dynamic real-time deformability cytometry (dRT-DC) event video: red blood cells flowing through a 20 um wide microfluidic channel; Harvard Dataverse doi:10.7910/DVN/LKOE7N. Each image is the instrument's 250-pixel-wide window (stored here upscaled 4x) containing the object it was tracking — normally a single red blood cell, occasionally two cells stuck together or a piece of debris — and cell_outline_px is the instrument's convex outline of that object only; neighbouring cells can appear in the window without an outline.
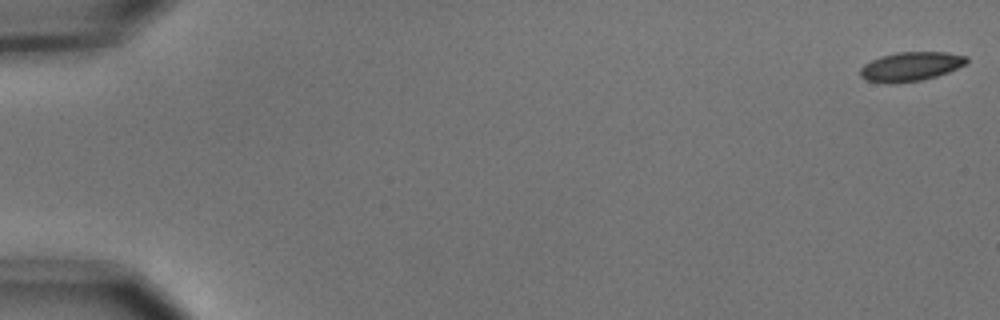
{"species": "common noctule bat (a hibernating species)", "species_latin": "Nyctalus noctula", "temperature_condition": "cold", "stored_images_in_passage": 55, "camera_frame_rate_fps": 3000, "um_per_image_px": 0.085, "animal": {"sex": "male", "body_mass_g": 15.6}, "frame": {"image": 1, "passage_image": 1, "time_ms": 0.0, "image_size_px": [1000, 320], "cell_outline_px": [[968, 60], [964, 64], [948, 72], [936, 76], [920, 80], [892, 84], [884, 84], [864, 80], [860, 76], [860, 68], [864, 64], [880, 56], [896, 52], [944, 52], [968, 56]], "centroid_in_image_um": [77.35, 5.66], "position_along_channel_um": 7.6, "area_um2": 18.15}}
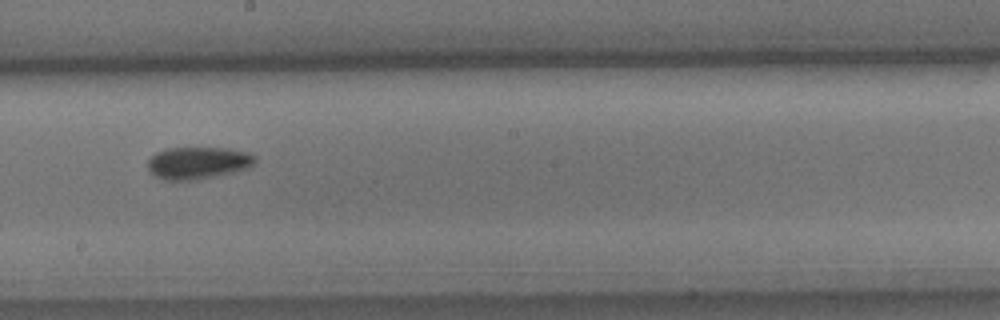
{"frame": {"image": 2, "passage_image": 32, "time_ms": 10.333, "image_size_px": [1000, 320], "cell_outline_px": [[256, 160], [248, 168], [216, 176], [196, 180], [164, 180], [156, 176], [148, 168], [148, 160], [156, 152], [168, 148], [224, 148], [248, 152], [256, 156]], "centroid_in_image_um": [16.83, 13.84], "position_along_channel_um": 231.4, "area_um2": 20.0}}
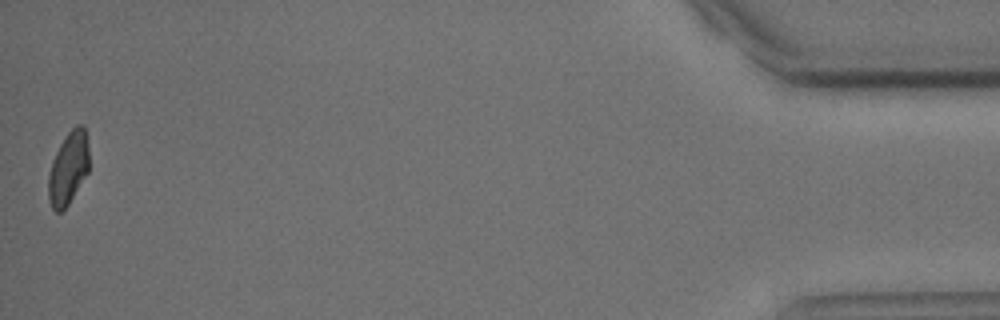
{"frame": {"image": 3, "passage_image": 55, "time_ms": 18.0, "image_size_px": [1000, 320], "cell_outline_px": [[88, 172], [68, 204], [60, 212], [56, 212], [52, 208], [48, 200], [48, 176], [52, 160], [60, 144], [68, 132], [76, 124], [84, 124], [88, 144]], "centroid_in_image_um": [5.8, 14.28], "position_along_channel_um": 429.4, "area_um2": 17.22}, "authors_computed_cell_mechanics": {"area_um2": 18.6116, "velocity_mm_per_s": 3.691, "shape_relaxation_time_tau1_ms": 3.5532, "shape_relaxation_time_tau2_ms": null, "deformation_change_tau1": 0.0801, "deformation_change_tau2": null}}